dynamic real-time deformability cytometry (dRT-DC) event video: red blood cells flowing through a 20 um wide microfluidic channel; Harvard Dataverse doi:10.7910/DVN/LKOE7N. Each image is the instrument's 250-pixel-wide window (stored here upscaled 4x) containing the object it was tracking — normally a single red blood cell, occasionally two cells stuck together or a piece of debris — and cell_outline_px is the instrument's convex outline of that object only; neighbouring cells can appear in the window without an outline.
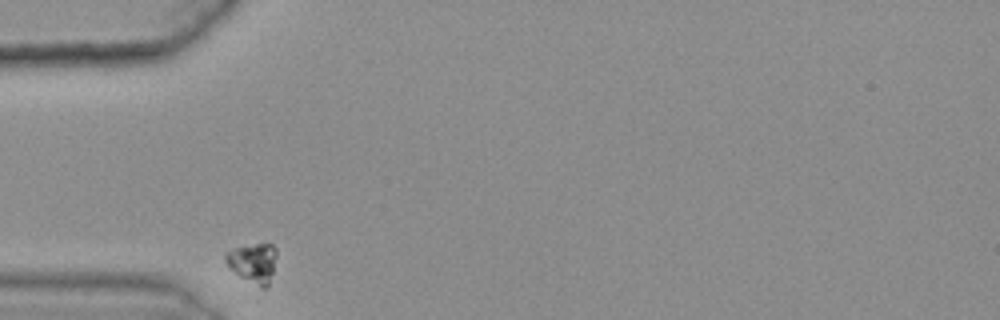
{"species": "common noctule bat (a hibernating species)", "species_latin": "Nyctalus noctula", "temperature_condition": "warm", "stored_images_in_passage": 32, "camera_frame_rate_fps": 3000, "um_per_image_px": 0.085, "animal": {"sex": "female", "body_mass_g": 25.1}, "frame": {"image": 1, "passage_image": 1, "time_ms": 0.0, "image_size_px": [1000, 320], "cell_outline_px": [[276, 256], [272, 272], [268, 284], [264, 288], [260, 288], [240, 276], [228, 268], [224, 260], [224, 252], [232, 248], [256, 244], [272, 244], [276, 248]], "centroid_in_image_um": [21.46, 22.33], "position_along_channel_um": 63.5, "area_um2": 11.79}}
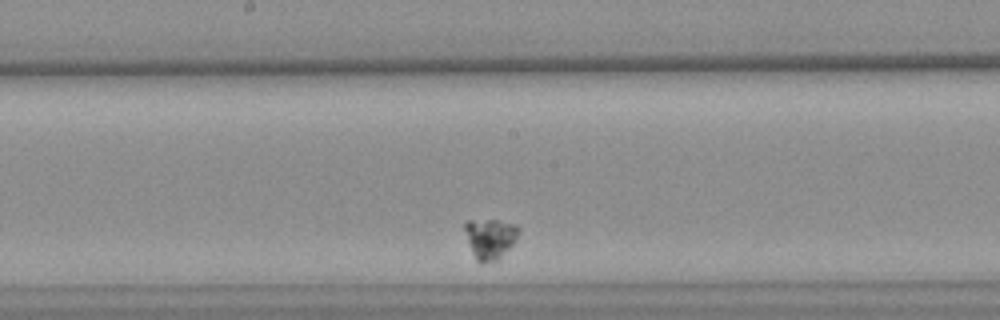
{"frame": {"image": 2, "passage_image": 16, "time_ms": 5.0, "image_size_px": [1000, 320], "cell_outline_px": [[520, 232], [516, 240], [496, 260], [476, 260], [472, 252], [464, 228], [464, 224], [468, 220], [496, 220], [516, 224], [520, 228]], "centroid_in_image_um": [41.68, 20.21], "position_along_channel_um": 206.5, "area_um2": 12.25}}
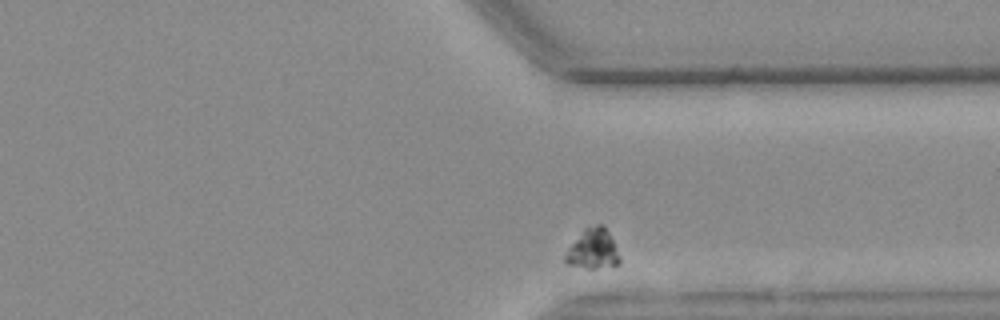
{"frame": {"image": 3, "passage_image": 31, "time_ms": 10.0, "image_size_px": [1000, 320], "cell_outline_px": [[620, 264], [596, 268], [588, 268], [568, 264], [564, 260], [564, 256], [568, 248], [584, 228], [596, 224], [600, 224], [608, 232], [620, 256]], "centroid_in_image_um": [50.39, 21.18], "position_along_channel_um": 361.0, "area_um2": 12.43}}